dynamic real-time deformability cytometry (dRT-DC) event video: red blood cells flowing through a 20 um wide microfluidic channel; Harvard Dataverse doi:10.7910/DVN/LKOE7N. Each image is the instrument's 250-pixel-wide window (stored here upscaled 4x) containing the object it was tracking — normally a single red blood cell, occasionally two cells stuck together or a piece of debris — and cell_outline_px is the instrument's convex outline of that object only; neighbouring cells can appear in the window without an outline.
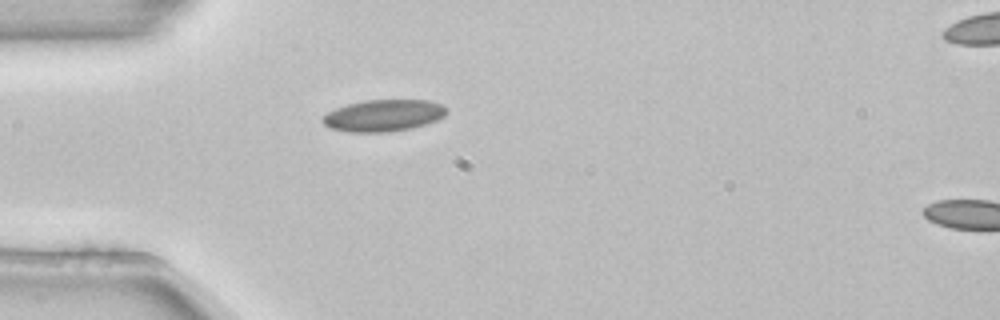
{"species": "common noctule bat (a hibernating species)", "species_latin": "Nyctalus noctula", "temperature_condition": "room temperature", "stored_images_in_passage": 2, "camera_frame_rate_fps": 3000, "um_per_image_px": 0.085, "animal": {"sex": "female", "body_mass_g": 22.7, "forearm_length_mm": 54.2}, "frame": {"image": 1, "passage_image": 1, "time_ms": 0.0, "image_size_px": [1000, 320], "cell_outline_px": [[448, 112], [444, 116], [436, 120], [412, 128], [388, 132], [348, 132], [328, 128], [320, 120], [328, 112], [336, 108], [348, 104], [364, 100], [428, 100], [440, 104], [448, 108]], "centroid_in_image_um": [32.58, 9.82], "position_along_channel_um": 52.4, "area_um2": 23.0}}